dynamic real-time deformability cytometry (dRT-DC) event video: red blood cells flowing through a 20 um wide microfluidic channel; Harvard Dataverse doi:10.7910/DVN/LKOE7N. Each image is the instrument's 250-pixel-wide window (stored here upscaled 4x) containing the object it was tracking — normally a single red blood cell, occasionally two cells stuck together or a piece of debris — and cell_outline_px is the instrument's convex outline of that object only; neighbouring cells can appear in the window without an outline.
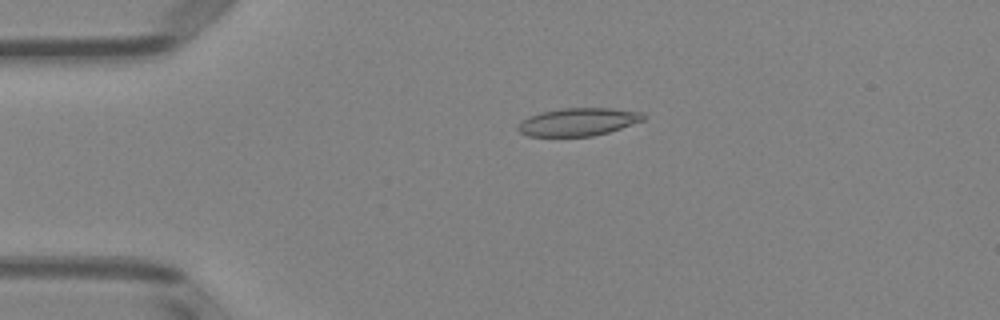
{"species": "Egyptian fruit bat (a non-hibernating species)", "species_latin": "Rousettus aegyptiacus", "temperature_condition": "room temperature", "stored_images_in_passage": 3, "camera_frame_rate_fps": 3000, "um_per_image_px": 0.085, "animal": {"sex": "female"}, "frame": {"image": 1, "passage_image": 2, "time_ms": 2.0, "image_size_px": [1000, 320], "cell_outline_px": [[648, 116], [644, 120], [608, 132], [592, 136], [528, 136], [520, 132], [516, 128], [528, 116], [540, 112], [560, 108], [608, 108], [644, 112]], "centroid_in_image_um": [49.17, 10.35], "position_along_channel_um": 35.8, "area_um2": 20.35}}